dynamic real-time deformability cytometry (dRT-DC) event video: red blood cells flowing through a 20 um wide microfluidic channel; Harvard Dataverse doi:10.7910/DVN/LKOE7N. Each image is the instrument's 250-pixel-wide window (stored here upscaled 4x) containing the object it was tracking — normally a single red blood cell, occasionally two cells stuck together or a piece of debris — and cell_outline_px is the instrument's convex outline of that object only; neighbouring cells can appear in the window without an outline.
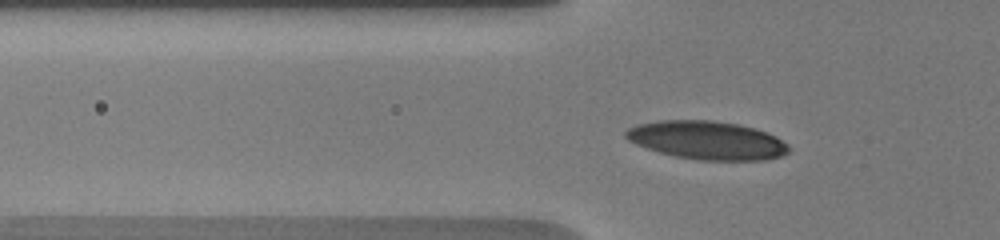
{"species": "human", "species_latin": "Homo sapiens", "temperature_condition": "warm", "stored_images_in_passage": 11, "camera_frame_rate_fps": 3000, "um_per_image_px": 0.085, "donor": {"sex": "male"}, "frame": {"image": 1, "passage_image": 2, "time_ms": 0.333, "image_size_px": [1000, 240], "cell_outline_px": [[788, 152], [780, 156], [764, 160], [700, 160], [676, 156], [660, 152], [636, 144], [628, 140], [624, 136], [624, 132], [628, 128], [636, 124], [660, 120], [712, 120], [740, 124], [776, 136], [788, 144]], "centroid_in_image_um": [60.07, 11.91], "position_along_channel_um": 65.7, "area_um2": 36.3}}
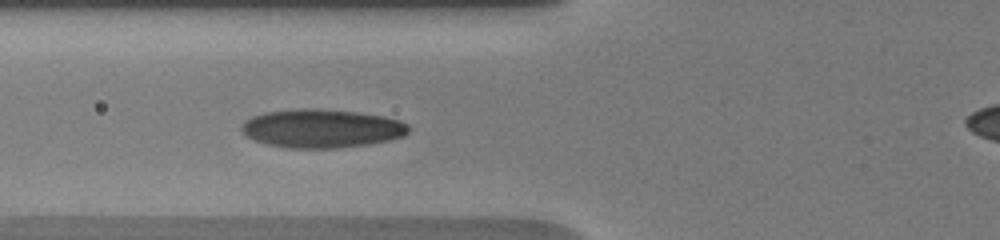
{"frame": {"image": 2, "passage_image": 9, "time_ms": 1.333, "image_size_px": [1000, 240], "cell_outline_px": [[412, 128], [404, 136], [388, 140], [368, 144], [336, 148], [288, 148], [268, 144], [256, 140], [248, 136], [240, 128], [240, 124], [244, 120], [252, 116], [264, 112], [292, 108], [320, 108], [360, 112], [384, 116], [400, 120], [408, 124]], "centroid_in_image_um": [27.35, 10.9], "position_along_channel_um": 98.4, "area_um2": 37.97}}